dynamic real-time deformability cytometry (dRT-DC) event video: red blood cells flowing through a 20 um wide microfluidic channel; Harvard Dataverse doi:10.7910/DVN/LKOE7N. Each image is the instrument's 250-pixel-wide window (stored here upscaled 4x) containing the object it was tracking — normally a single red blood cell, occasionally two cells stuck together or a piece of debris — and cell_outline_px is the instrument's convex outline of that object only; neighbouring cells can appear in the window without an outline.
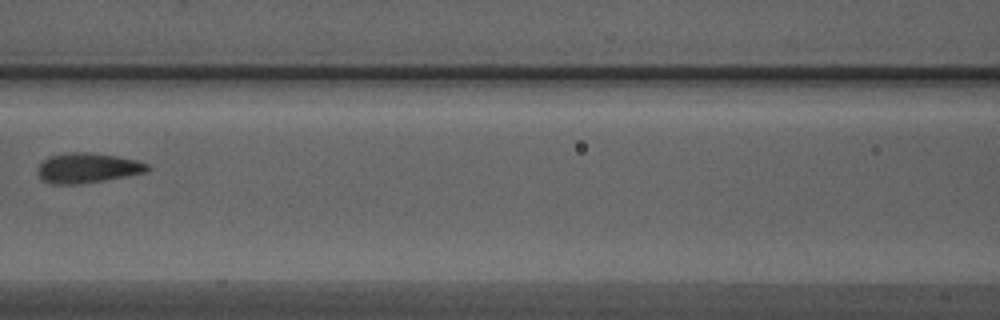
{"species": "Egyptian fruit bat (a non-hibernating species)", "species_latin": "Rousettus aegyptiacus", "temperature_condition": "warm", "stored_images_in_passage": 4, "camera_frame_rate_fps": 3000, "um_per_image_px": 0.085, "animal": {"sex": "male"}, "frame": {"image": 1, "passage_image": 4, "time_ms": 1.0, "image_size_px": [1000, 320], "cell_outline_px": [[152, 168], [144, 172], [104, 180], [80, 184], [52, 184], [40, 180], [36, 172], [36, 168], [48, 156], [64, 152], [88, 152], [116, 156], [136, 160], [148, 164]], "centroid_in_image_um": [7.36, 14.27], "position_along_channel_um": 159.2, "area_um2": 19.31}}